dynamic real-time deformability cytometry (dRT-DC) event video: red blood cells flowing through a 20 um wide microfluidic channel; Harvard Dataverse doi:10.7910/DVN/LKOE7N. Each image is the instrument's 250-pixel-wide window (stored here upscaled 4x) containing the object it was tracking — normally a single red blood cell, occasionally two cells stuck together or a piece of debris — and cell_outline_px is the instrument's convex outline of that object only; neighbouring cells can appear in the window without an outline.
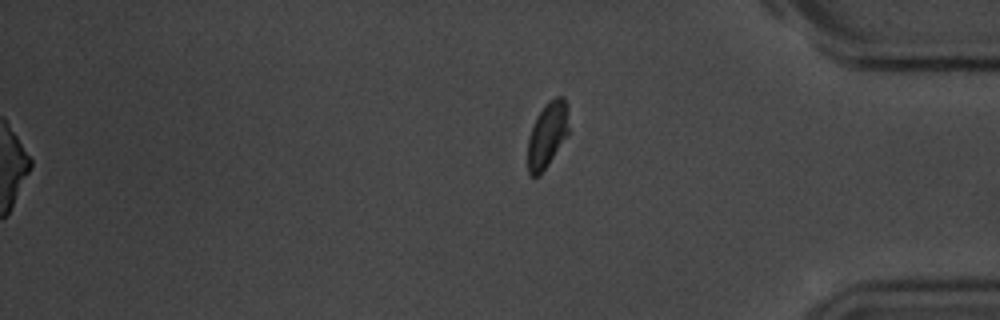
{"species": "common noctule bat (a hibernating species)", "species_latin": "Nyctalus noctula", "temperature_condition": "room temperature", "stored_images_in_passage": 16, "camera_frame_rate_fps": 3000, "um_per_image_px": 0.085, "animal": {"sex": "male", "body_mass_g": 20.1, "forearm_length_mm": 53.5}, "frame": {"image": 1, "passage_image": 16, "time_ms": 18.667, "image_size_px": [1000, 320], "cell_outline_px": [[568, 132], [548, 164], [540, 176], [532, 176], [528, 172], [528, 136], [536, 116], [544, 104], [548, 100], [556, 96], [564, 96], [568, 104]], "centroid_in_image_um": [46.51, 11.4], "position_along_channel_um": 388.7, "area_um2": 15.72}}